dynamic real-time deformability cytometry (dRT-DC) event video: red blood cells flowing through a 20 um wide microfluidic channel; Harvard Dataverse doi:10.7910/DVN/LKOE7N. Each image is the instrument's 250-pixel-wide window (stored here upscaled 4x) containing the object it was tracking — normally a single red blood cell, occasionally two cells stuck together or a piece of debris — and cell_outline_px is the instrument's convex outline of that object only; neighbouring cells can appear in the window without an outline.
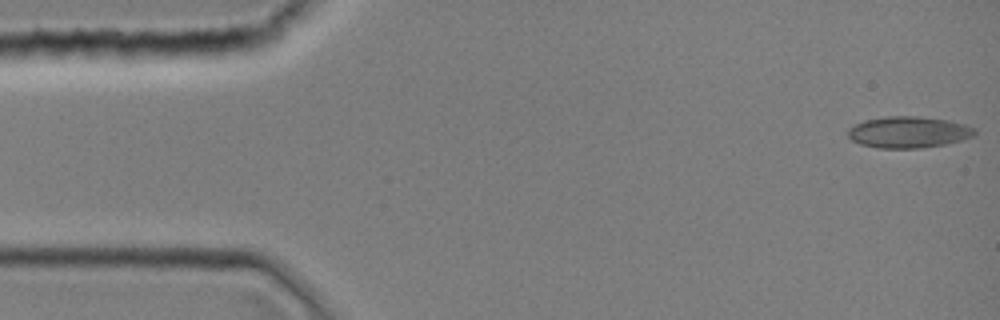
{"species": "common noctule bat (a hibernating species)", "species_latin": "Nyctalus noctula", "temperature_condition": "room temperature", "stored_images_in_passage": 43, "camera_frame_rate_fps": 3000, "um_per_image_px": 0.085, "animal": {"sex": "female", "body_mass_g": 19.0, "forearm_length_mm": 51.5}, "frame": {"image": 1, "passage_image": 1, "time_ms": 0.0, "image_size_px": [1000, 320], "cell_outline_px": [[976, 132], [972, 136], [960, 140], [944, 144], [920, 148], [880, 148], [860, 144], [852, 140], [848, 136], [848, 128], [864, 120], [888, 116], [920, 116], [948, 120], [964, 124], [972, 128]], "centroid_in_image_um": [77.18, 11.23], "position_along_channel_um": 7.8, "area_um2": 23.0}}
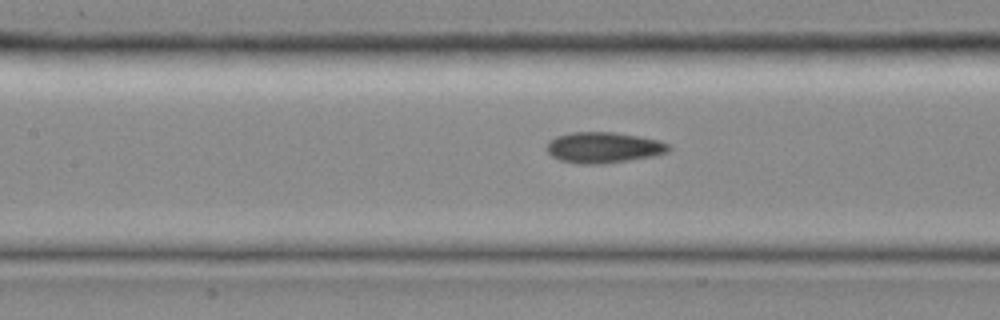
{"frame": {"image": 2, "passage_image": 19, "time_ms": 6.0, "image_size_px": [1000, 320], "cell_outline_px": [[672, 148], [668, 152], [652, 156], [628, 160], [600, 164], [576, 164], [560, 160], [552, 156], [544, 148], [548, 140], [556, 136], [572, 132], [612, 132], [640, 136], [660, 140], [668, 144]], "centroid_in_image_um": [51.27, 12.53], "position_along_channel_um": 156.1, "area_um2": 22.14}}
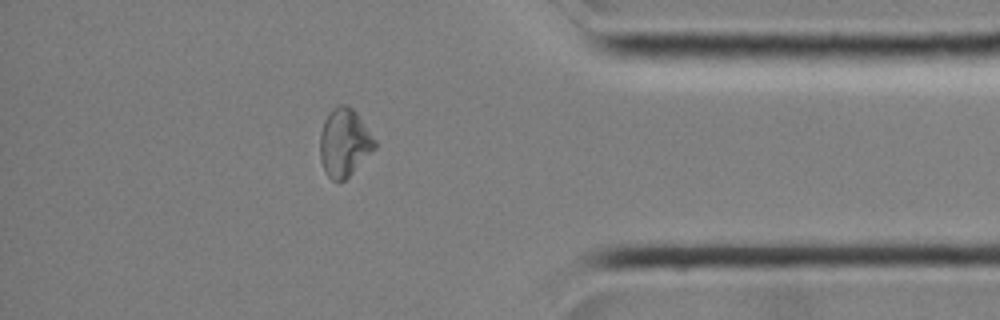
{"frame": {"image": 3, "passage_image": 37, "time_ms": 12.0, "image_size_px": [1000, 320], "cell_outline_px": [[376, 148], [344, 180], [332, 180], [324, 172], [320, 160], [320, 132], [324, 120], [328, 112], [332, 108], [340, 104], [344, 104], [352, 108], [356, 112], [376, 140]], "centroid_in_image_um": [29.25, 12.1], "position_along_channel_um": 406.0, "area_um2": 21.68}}